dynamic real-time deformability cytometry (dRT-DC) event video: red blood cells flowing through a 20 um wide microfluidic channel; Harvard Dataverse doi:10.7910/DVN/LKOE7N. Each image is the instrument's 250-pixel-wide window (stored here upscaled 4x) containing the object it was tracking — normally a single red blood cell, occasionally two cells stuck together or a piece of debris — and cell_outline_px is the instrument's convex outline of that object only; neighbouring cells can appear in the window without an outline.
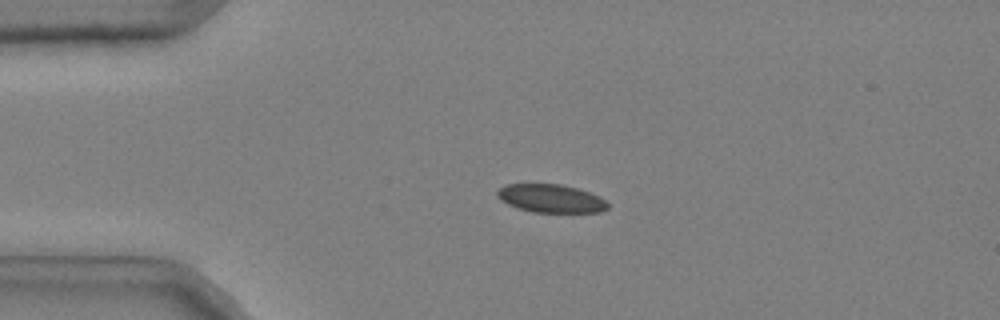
{"species": "common noctule bat (a hibernating species)", "species_latin": "Nyctalus noctula", "temperature_condition": "cold", "stored_images_in_passage": 52, "camera_frame_rate_fps": 3000, "um_per_image_px": 0.085, "animal": {"sex": "male", "body_mass_g": 20.4}, "frame": {"image": 1, "passage_image": 12, "time_ms": 3.667, "image_size_px": [1000, 320], "cell_outline_px": [[608, 208], [600, 212], [532, 212], [516, 208], [500, 200], [496, 196], [496, 192], [500, 188], [508, 184], [560, 184], [576, 188], [600, 196], [608, 204]], "centroid_in_image_um": [46.8, 16.87], "position_along_channel_um": 38.2, "area_um2": 18.15}}
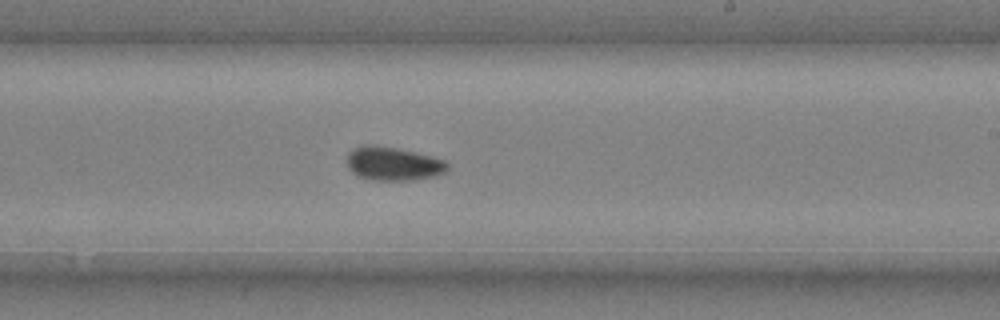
{"frame": {"image": 2, "passage_image": 32, "time_ms": 10.333, "image_size_px": [1000, 320], "cell_outline_px": [[448, 172], [436, 176], [416, 180], [372, 180], [360, 176], [352, 172], [348, 168], [348, 152], [352, 148], [364, 144], [372, 144], [396, 148], [444, 160], [448, 164]], "centroid_in_image_um": [33.41, 13.92], "position_along_channel_um": 255.6, "area_um2": 19.71}}
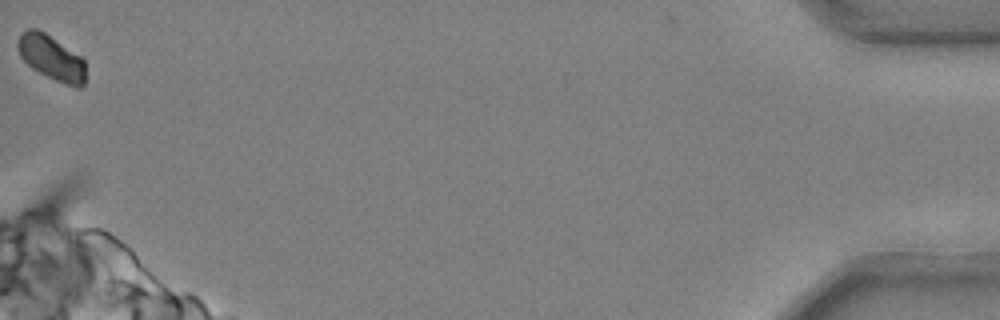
{"frame": {"image": 3, "passage_image": 52, "time_ms": 17.0, "image_size_px": [1000, 320], "cell_outline_px": [[84, 84], [80, 88], [76, 88], [64, 84], [32, 68], [20, 56], [16, 44], [16, 40], [28, 28], [36, 28], [44, 32], [80, 56], [84, 60]], "centroid_in_image_um": [4.35, 4.9], "position_along_channel_um": 430.8, "area_um2": 17.46}, "authors_computed_cell_mechanics": {"area_um2": 19.1029, "velocity_mm_per_s": 3.6994, "shape_relaxation_time_tau1_ms": 4.2868, "shape_relaxation_time_tau2_ms": null, "deformation_change_tau1": 0.0858, "deformation_change_tau2": null}}